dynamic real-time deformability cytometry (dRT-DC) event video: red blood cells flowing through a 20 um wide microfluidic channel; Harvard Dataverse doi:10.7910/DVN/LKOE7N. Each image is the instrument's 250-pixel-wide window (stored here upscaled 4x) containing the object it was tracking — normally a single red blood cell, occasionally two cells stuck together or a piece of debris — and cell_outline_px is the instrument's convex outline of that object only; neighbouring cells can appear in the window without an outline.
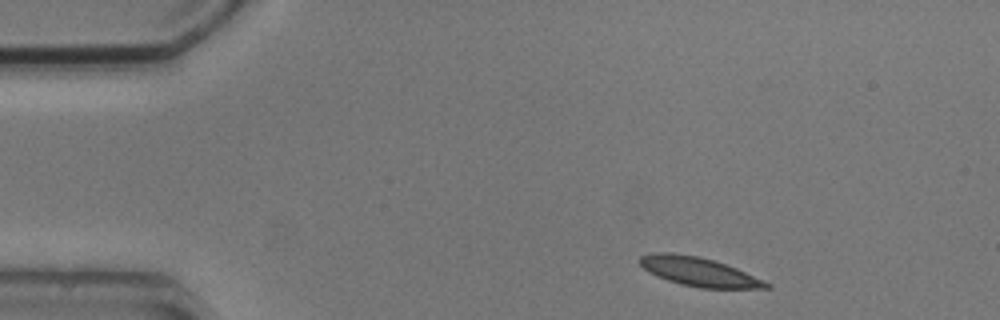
{"species": "common noctule bat (a hibernating species)", "species_latin": "Nyctalus noctula", "temperature_condition": "cold", "stored_images_in_passage": 3, "camera_frame_rate_fps": 3000, "um_per_image_px": 0.085, "animal": {"sex": "male", "body_mass_g": 20.5, "forearm_length_mm": 52.5}, "frame": {"image": 1, "passage_image": 1, "time_ms": 0.0, "image_size_px": [1000, 320], "cell_outline_px": [[772, 288], [700, 288], [680, 284], [668, 280], [648, 272], [636, 260], [640, 256], [652, 252], [668, 252], [700, 256], [736, 268], [764, 280], [772, 284]], "centroid_in_image_um": [59.37, 23.09], "position_along_channel_um": 25.6, "area_um2": 21.33}}